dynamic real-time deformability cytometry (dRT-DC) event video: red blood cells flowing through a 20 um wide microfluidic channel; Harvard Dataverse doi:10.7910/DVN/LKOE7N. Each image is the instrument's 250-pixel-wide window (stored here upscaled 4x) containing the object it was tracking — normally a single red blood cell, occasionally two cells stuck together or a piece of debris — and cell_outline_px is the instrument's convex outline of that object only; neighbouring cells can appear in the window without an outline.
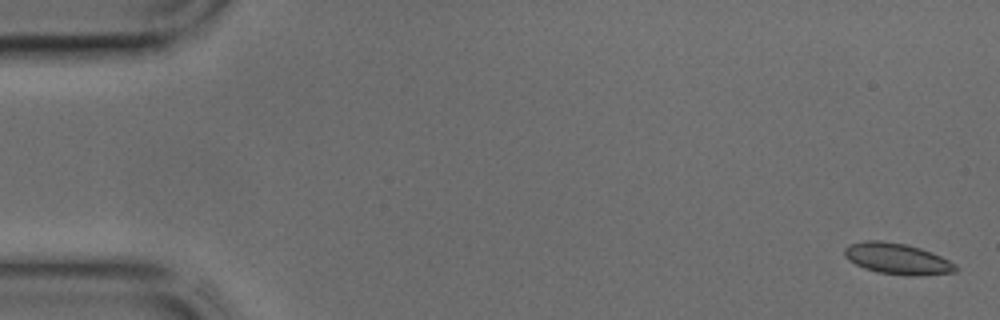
{"species": "common noctule bat (a hibernating species)", "species_latin": "Nyctalus noctula", "temperature_condition": "cold", "stored_images_in_passage": 43, "camera_frame_rate_fps": 3000, "um_per_image_px": 0.085, "animal": {"sex": "male", "body_mass_g": 17.9, "forearm_length_mm": 54.2}, "frame": {"image": 1, "passage_image": 1, "time_ms": 0.0, "image_size_px": [1000, 320], "cell_outline_px": [[956, 272], [920, 276], [908, 276], [876, 272], [864, 268], [848, 260], [844, 256], [844, 248], [848, 244], [864, 240], [880, 240], [904, 244], [920, 248], [932, 252], [956, 264]], "centroid_in_image_um": [76.24, 22.0], "position_along_channel_um": 8.8, "area_um2": 20.29}}
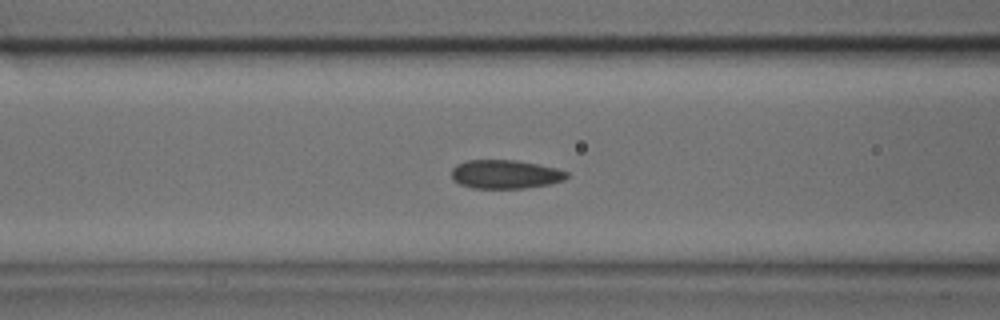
{"frame": {"image": 2, "passage_image": 17, "time_ms": 5.333, "image_size_px": [1000, 320], "cell_outline_px": [[568, 176], [564, 180], [548, 184], [524, 188], [472, 188], [460, 184], [452, 180], [452, 168], [456, 164], [468, 160], [516, 160], [540, 164], [556, 168], [568, 172]], "centroid_in_image_um": [42.94, 14.8], "position_along_channel_um": 123.7, "area_um2": 19.36}}
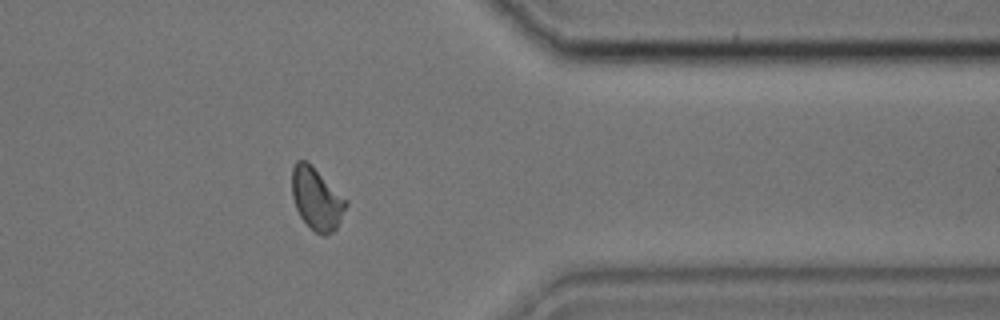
{"frame": {"image": 3, "passage_image": 35, "time_ms": 11.333, "image_size_px": [1000, 320], "cell_outline_px": [[348, 204], [336, 228], [332, 232], [324, 236], [316, 232], [300, 216], [296, 208], [292, 196], [292, 168], [296, 160], [304, 160], [348, 200]], "centroid_in_image_um": [26.91, 16.91], "position_along_channel_um": 384.5, "area_um2": 19.07}}